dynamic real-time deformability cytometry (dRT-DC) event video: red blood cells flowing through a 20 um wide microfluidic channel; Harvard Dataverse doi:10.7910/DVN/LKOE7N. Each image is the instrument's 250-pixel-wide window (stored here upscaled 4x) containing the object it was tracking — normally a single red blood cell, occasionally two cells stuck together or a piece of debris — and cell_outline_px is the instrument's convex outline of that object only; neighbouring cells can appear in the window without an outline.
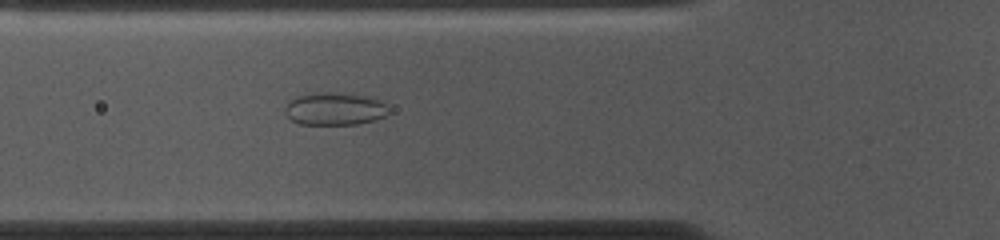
{"species": "common noctule bat (a hibernating species)", "species_latin": "Nyctalus noctula", "temperature_condition": "cold", "stored_images_in_passage": 50, "camera_frame_rate_fps": 3000, "um_per_image_px": 0.085, "animal": {"sex": "female", "body_mass_g": 10.0, "forearm_length_mm": 53.1}, "frame": {"image": 1, "passage_image": 15, "time_ms": 4.667, "image_size_px": [1000, 240], "cell_outline_px": [[388, 112], [384, 116], [372, 120], [356, 124], [300, 124], [292, 120], [284, 112], [284, 108], [296, 96], [308, 92], [328, 92], [364, 96], [380, 100], [388, 108]], "centroid_in_image_um": [28.4, 9.24], "position_along_channel_um": 97.4, "area_um2": 19.48}}
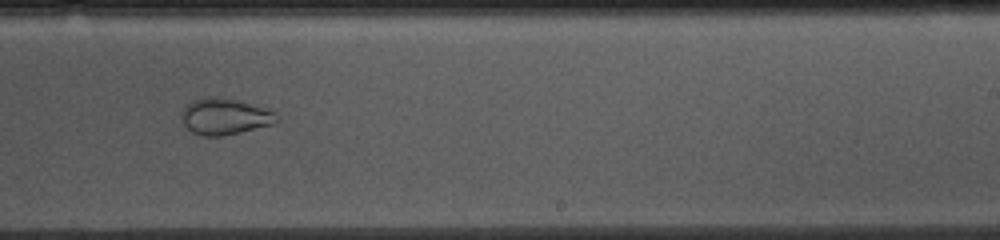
{"frame": {"image": 2, "passage_image": 29, "time_ms": 9.333, "image_size_px": [1000, 240], "cell_outline_px": [[280, 120], [272, 124], [240, 132], [220, 136], [204, 136], [192, 132], [184, 124], [180, 116], [180, 112], [192, 100], [208, 96], [224, 96], [276, 112]], "centroid_in_image_um": [19.08, 9.88], "position_along_channel_um": 269.9, "area_um2": 20.17}}
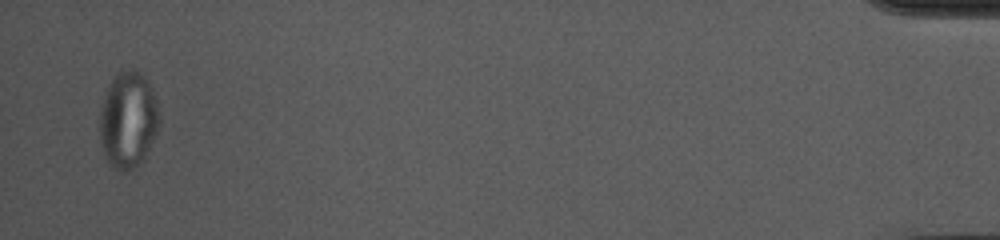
{"frame": {"image": 3, "passage_image": 49, "time_ms": 16.0, "image_size_px": [1000, 240], "cell_outline_px": [[160, 120], [156, 132], [144, 160], [132, 168], [124, 172], [120, 172], [112, 168], [104, 152], [100, 136], [100, 112], [104, 96], [108, 84], [120, 68], [128, 68], [140, 72], [144, 76], [152, 88]], "centroid_in_image_um": [10.88, 10.16], "position_along_channel_um": 424.3, "area_um2": 33.47}}